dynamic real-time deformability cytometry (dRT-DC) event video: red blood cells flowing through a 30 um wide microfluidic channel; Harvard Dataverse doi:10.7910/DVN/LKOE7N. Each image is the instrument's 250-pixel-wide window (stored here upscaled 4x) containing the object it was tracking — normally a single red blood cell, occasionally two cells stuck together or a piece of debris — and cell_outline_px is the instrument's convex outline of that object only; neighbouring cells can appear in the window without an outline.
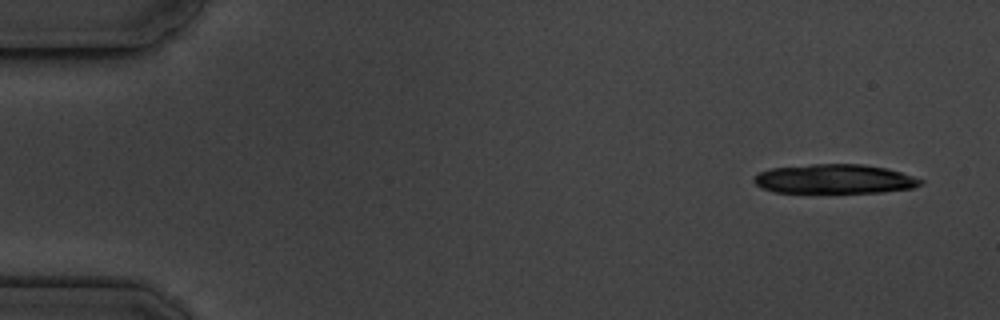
{"species": "common noctule bat (a hibernating species)", "species_latin": "Nyctalus noctula", "temperature_condition": "cold", "stored_images_in_passage": 7, "camera_frame_rate_fps": 3000, "um_per_image_px": 0.085, "animal": {"sex": "male", "body_mass_g": 19.5, "forearm_length_mm": 54.6}, "frame": {"image": 1, "passage_image": 1, "time_ms": 0.0, "image_size_px": [1000, 320], "cell_outline_px": [[924, 184], [912, 188], [884, 192], [776, 192], [760, 188], [752, 180], [760, 172], [772, 168], [812, 164], [860, 164], [884, 168], [900, 172], [924, 180]], "centroid_in_image_um": [70.94, 15.22], "position_along_channel_um": 14.1, "area_um2": 28.26}}